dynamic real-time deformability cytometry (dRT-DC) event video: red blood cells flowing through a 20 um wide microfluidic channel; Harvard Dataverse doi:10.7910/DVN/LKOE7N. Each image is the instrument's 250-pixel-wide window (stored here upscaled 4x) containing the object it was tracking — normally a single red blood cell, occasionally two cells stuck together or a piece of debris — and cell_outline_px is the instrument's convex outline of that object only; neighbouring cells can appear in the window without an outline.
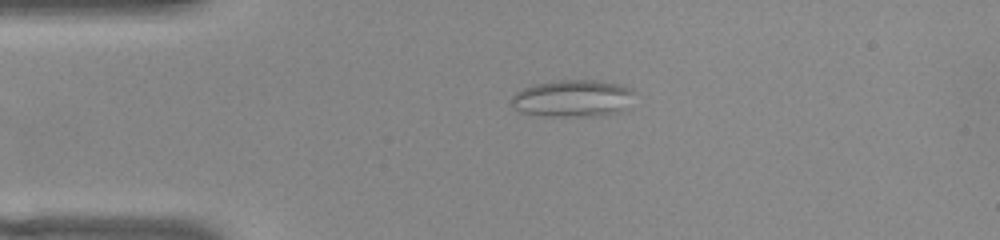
{"species": "common noctule bat (a hibernating species)", "species_latin": "Nyctalus noctula", "temperature_condition": "warm", "stored_images_in_passage": 42, "camera_frame_rate_fps": 3000, "um_per_image_px": 0.085, "animal": {"sex": "female", "body_mass_g": 22.0, "forearm_length_mm": 56.7}, "frame": {"image": 1, "passage_image": 1, "time_ms": 0.0, "image_size_px": [1000, 240], "cell_outline_px": [[636, 92], [624, 108], [620, 112], [596, 116], [544, 116], [520, 112], [512, 108], [512, 96], [516, 92], [524, 88], [536, 84], [560, 80], [596, 80], [620, 84], [632, 88]], "centroid_in_image_um": [48.68, 8.36], "position_along_channel_um": 36.3, "area_um2": 26.65}}
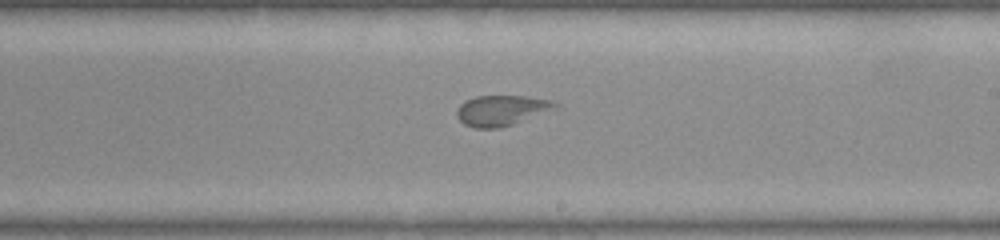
{"frame": {"image": 2, "passage_image": 20, "time_ms": 6.333, "image_size_px": [1000, 240], "cell_outline_px": [[560, 104], [512, 124], [496, 128], [476, 128], [464, 124], [456, 116], [456, 112], [460, 104], [464, 100], [476, 96], [528, 96], [552, 100]], "centroid_in_image_um": [42.52, 9.36], "position_along_channel_um": 246.5, "area_um2": 16.94}}
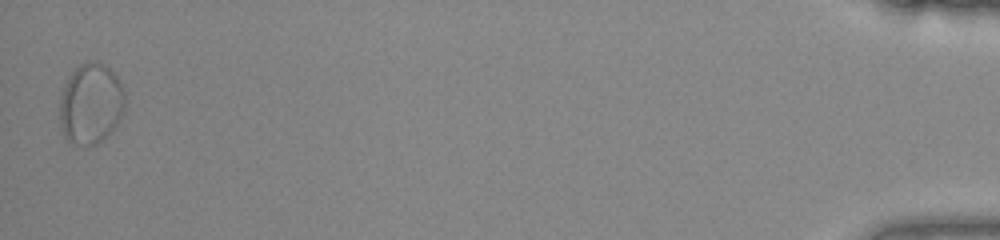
{"frame": {"image": 3, "passage_image": 42, "time_ms": 13.667, "image_size_px": [1000, 240], "cell_outline_px": [[124, 108], [116, 124], [96, 144], [76, 144], [68, 140], [64, 136], [60, 120], [60, 100], [64, 84], [72, 72], [80, 64], [88, 60], [92, 60], [108, 68], [116, 76], [124, 92]], "centroid_in_image_um": [7.69, 8.79], "position_along_channel_um": 427.5, "area_um2": 29.94}, "authors_computed_cell_mechanics": {"area_um2": 18.1203, "velocity_mm_per_s": 3.8133, "shape_relaxation_time_tau1_ms": null, "shape_relaxation_time_tau2_ms": 1.8395, "deformation_change_tau1": null, "deformation_change_tau2": 0.0732}}